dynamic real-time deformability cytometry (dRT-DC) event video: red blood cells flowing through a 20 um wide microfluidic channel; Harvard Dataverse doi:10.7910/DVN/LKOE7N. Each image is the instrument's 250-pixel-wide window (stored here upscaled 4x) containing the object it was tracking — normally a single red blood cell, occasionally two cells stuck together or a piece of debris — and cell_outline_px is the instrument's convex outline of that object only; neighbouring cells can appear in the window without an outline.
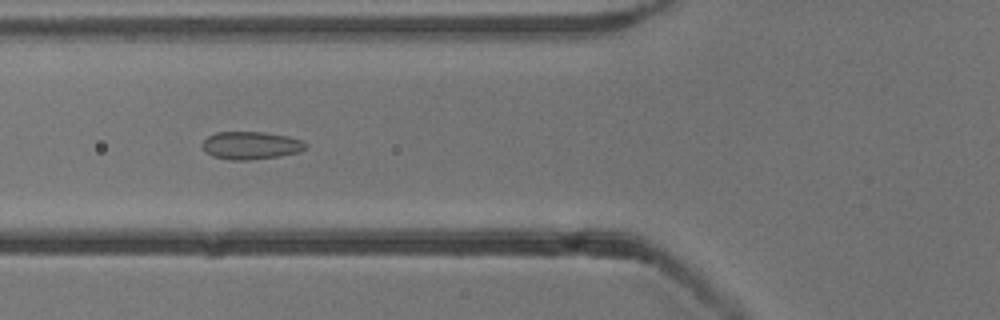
{"species": "common noctule bat (a hibernating species)", "species_latin": "Nyctalus noctula", "temperature_condition": "cold", "stored_images_in_passage": 6, "camera_frame_rate_fps": 3000, "um_per_image_px": 0.085, "animal": {"sex": "male", "body_mass_g": 13.3}, "frame": {"image": 1, "passage_image": 3, "time_ms": 0.667, "image_size_px": [1000, 320], "cell_outline_px": [[308, 148], [300, 152], [280, 156], [248, 160], [232, 160], [212, 156], [204, 148], [204, 140], [208, 136], [216, 132], [264, 132], [288, 136], [300, 140], [308, 144]], "centroid_in_image_um": [21.38, 12.36], "position_along_channel_um": 104.4, "area_um2": 16.65}}
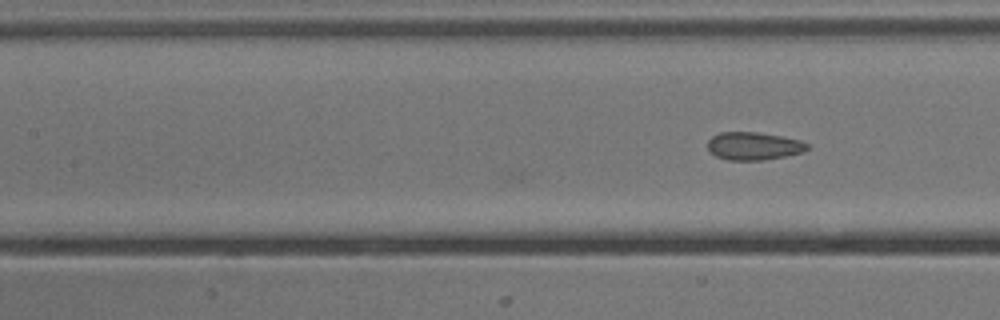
{"frame": {"image": 2, "passage_image": 6, "time_ms": 1.667, "image_size_px": [1000, 320], "cell_outline_px": [[808, 148], [804, 152], [764, 160], [728, 160], [716, 156], [708, 152], [708, 140], [712, 136], [720, 132], [756, 132], [780, 136], [800, 140], [808, 144]], "centroid_in_image_um": [64.03, 12.41], "position_along_channel_um": 143.4, "area_um2": 16.18}}